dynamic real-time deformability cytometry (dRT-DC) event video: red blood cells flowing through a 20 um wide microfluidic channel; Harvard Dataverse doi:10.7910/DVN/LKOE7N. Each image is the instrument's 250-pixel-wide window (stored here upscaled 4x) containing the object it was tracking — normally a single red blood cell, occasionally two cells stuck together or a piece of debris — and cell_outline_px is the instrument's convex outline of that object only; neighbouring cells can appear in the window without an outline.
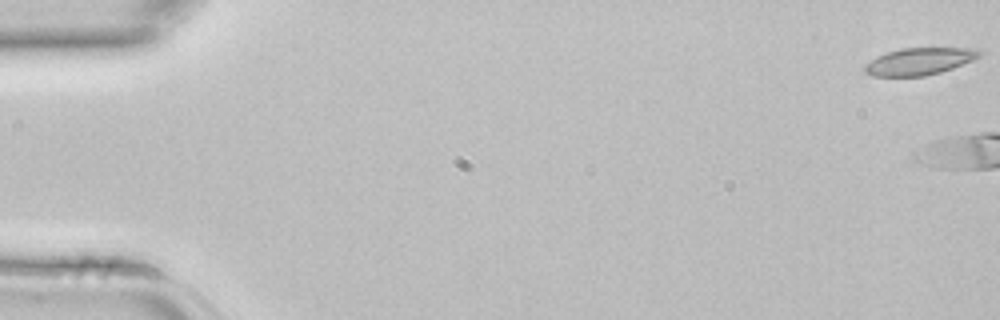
{"species": "common noctule bat (a hibernating species)", "species_latin": "Nyctalus noctula", "temperature_condition": "room temperature", "stored_images_in_passage": 5, "camera_frame_rate_fps": 3000, "um_per_image_px": 0.085, "animal": {"sex": "female", "body_mass_g": 22.7, "forearm_length_mm": 54.2}, "frame": {"image": 1, "passage_image": 1, "time_ms": 0.0, "image_size_px": [1000, 320], "cell_outline_px": [[984, 52], [980, 56], [972, 60], [952, 68], [940, 72], [924, 76], [872, 76], [864, 72], [864, 64], [876, 56], [900, 48], [972, 48]], "centroid_in_image_um": [78.11, 5.21], "position_along_channel_um": 6.9, "area_um2": 18.09}}
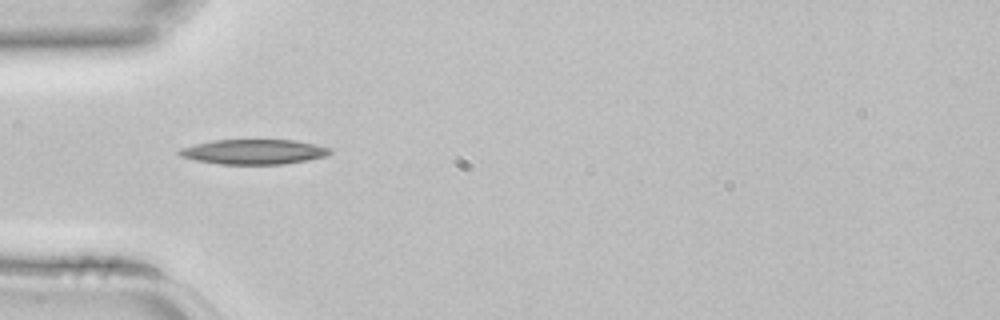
{"frame": {"image": 2, "passage_image": 5, "time_ms": 1.333, "image_size_px": [1000, 320], "cell_outline_px": [[332, 152], [328, 156], [308, 160], [284, 164], [220, 164], [196, 160], [180, 156], [176, 152], [180, 148], [196, 144], [216, 140], [296, 140], [316, 144], [328, 148]], "centroid_in_image_um": [21.59, 12.9], "position_along_channel_um": 63.4, "area_um2": 21.85}}